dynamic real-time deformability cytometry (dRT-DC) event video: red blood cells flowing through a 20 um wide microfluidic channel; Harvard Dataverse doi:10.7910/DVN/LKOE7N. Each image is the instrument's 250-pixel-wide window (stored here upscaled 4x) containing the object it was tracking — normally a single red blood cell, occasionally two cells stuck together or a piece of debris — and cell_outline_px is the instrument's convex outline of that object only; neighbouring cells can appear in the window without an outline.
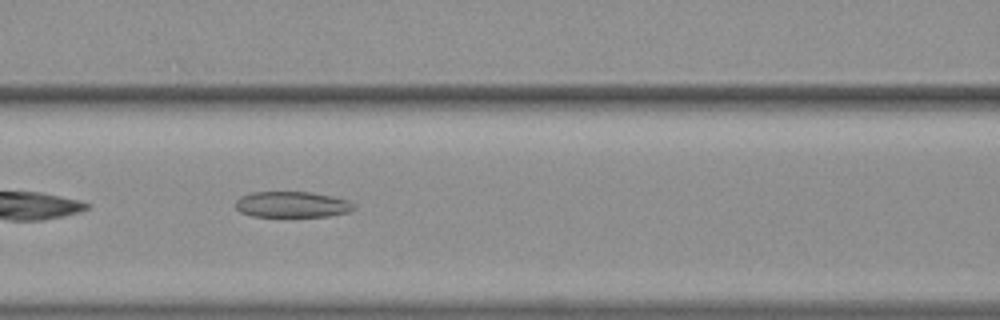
{"species": "common noctule bat (a hibernating species)", "species_latin": "Nyctalus noctula", "temperature_condition": "warm", "stored_images_in_passage": 39, "camera_frame_rate_fps": 3000, "um_per_image_px": 0.085, "animal": {"sex": "female", "body_mass_g": 19.3, "forearm_length_mm": 54.1}, "frame": {"image": 1, "passage_image": 8, "time_ms": 2.333, "image_size_px": [1000, 320], "cell_outline_px": [[356, 208], [348, 212], [328, 216], [252, 216], [240, 212], [236, 208], [236, 200], [240, 196], [252, 192], [312, 192], [332, 196], [348, 200], [356, 204]], "centroid_in_image_um": [24.84, 17.37], "position_along_channel_um": 141.8, "area_um2": 17.92}}
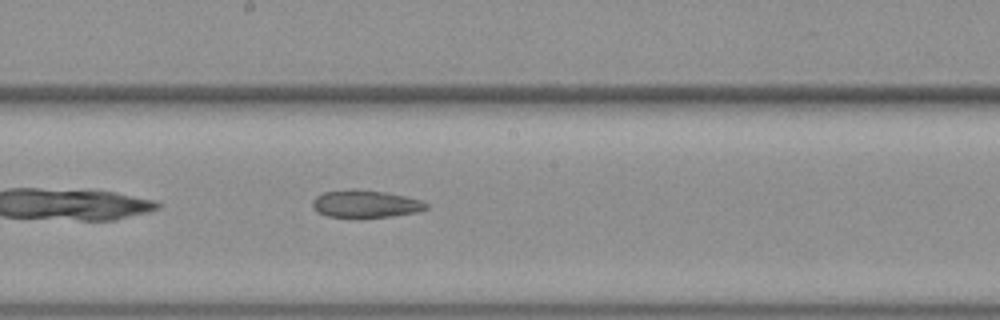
{"frame": {"image": 2, "passage_image": 14, "time_ms": 4.333, "image_size_px": [1000, 320], "cell_outline_px": [[428, 208], [420, 212], [392, 216], [328, 216], [316, 212], [312, 208], [312, 200], [316, 196], [324, 192], [384, 192], [404, 196], [420, 200], [428, 204]], "centroid_in_image_um": [31.1, 17.37], "position_along_channel_um": 217.1, "area_um2": 17.17}}
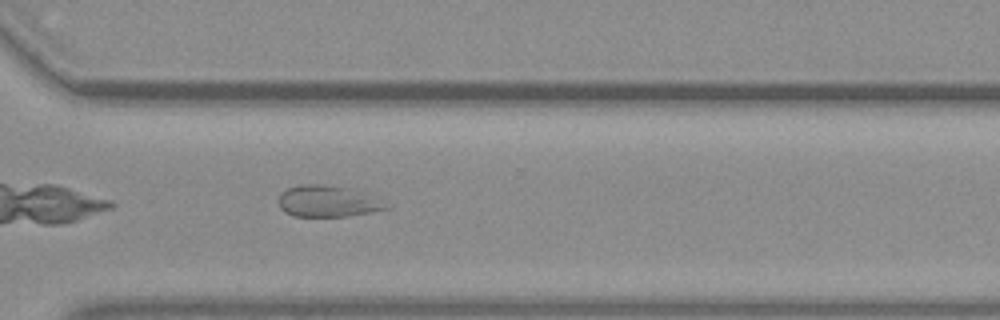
{"frame": {"image": 3, "passage_image": 24, "time_ms": 7.667, "image_size_px": [1000, 320], "cell_outline_px": [[392, 204], [388, 208], [372, 212], [348, 216], [292, 216], [284, 212], [280, 208], [280, 192], [288, 188], [300, 184], [324, 184], [352, 188]], "centroid_in_image_um": [27.88, 17.1], "position_along_channel_um": 342.7, "area_um2": 19.88}, "authors_computed_cell_mechanics": {"area_um2": 20.4612, "velocity_mm_per_s": 3.778, "shape_relaxation_time_tau1_ms": null, "shape_relaxation_time_tau2_ms": 3.3337, "deformation_change_tau1": null, "deformation_change_tau2": 0.0937}}